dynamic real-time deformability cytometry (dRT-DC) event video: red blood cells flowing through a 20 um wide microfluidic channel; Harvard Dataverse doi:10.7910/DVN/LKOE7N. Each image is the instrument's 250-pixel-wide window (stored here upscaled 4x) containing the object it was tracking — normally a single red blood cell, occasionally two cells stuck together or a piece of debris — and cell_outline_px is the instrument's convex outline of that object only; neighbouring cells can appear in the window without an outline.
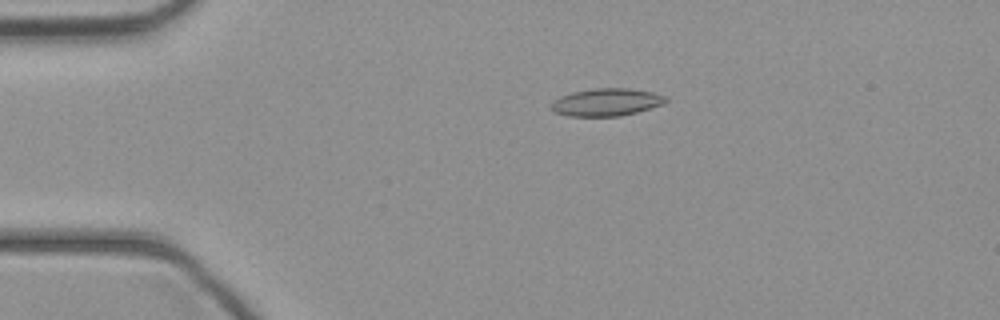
{"species": "common noctule bat (a hibernating species)", "species_latin": "Nyctalus noctula", "temperature_condition": "cold", "stored_images_in_passage": 36, "camera_frame_rate_fps": 3000, "um_per_image_px": 0.085, "animal": {"sex": "female", "body_mass_g": 21.9}, "frame": {"image": 1, "passage_image": 1, "time_ms": 0.0, "image_size_px": [1000, 320], "cell_outline_px": [[668, 100], [664, 104], [636, 112], [620, 116], [568, 116], [556, 112], [552, 108], [552, 100], [560, 96], [572, 92], [592, 88], [628, 88], [652, 92], [668, 96]], "centroid_in_image_um": [51.57, 8.67], "position_along_channel_um": 33.4, "area_um2": 18.44}}
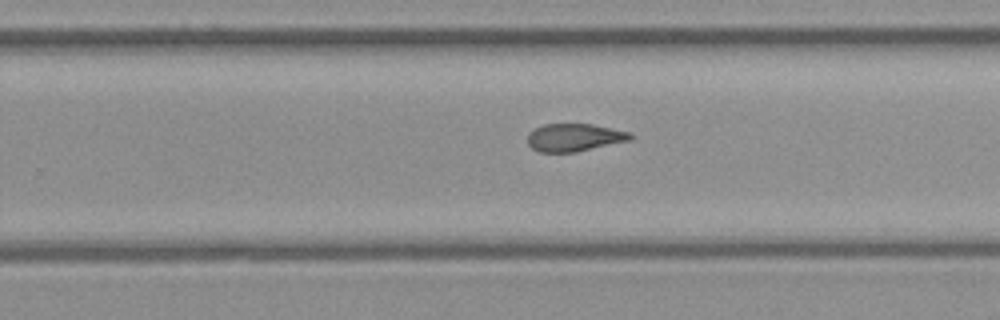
{"frame": {"image": 2, "passage_image": 20, "time_ms": 6.333, "image_size_px": [1000, 320], "cell_outline_px": [[636, 136], [632, 140], [576, 152], [540, 152], [532, 148], [528, 144], [528, 132], [544, 124], [592, 124], [632, 132]], "centroid_in_image_um": [48.88, 11.68], "position_along_channel_um": 280.9, "area_um2": 16.82}}
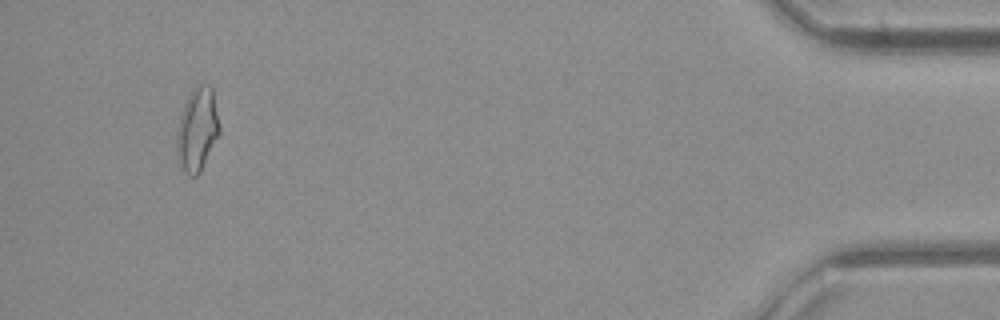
{"frame": {"image": 3, "passage_image": 34, "time_ms": 11.0, "image_size_px": [1000, 320], "cell_outline_px": [[220, 132], [200, 172], [196, 176], [188, 176], [184, 172], [176, 156], [176, 132], [180, 116], [184, 104], [188, 96], [200, 84], [208, 84], [212, 88], [220, 128]], "centroid_in_image_um": [16.75, 11.05], "position_along_channel_um": 418.5, "area_um2": 20.63}}